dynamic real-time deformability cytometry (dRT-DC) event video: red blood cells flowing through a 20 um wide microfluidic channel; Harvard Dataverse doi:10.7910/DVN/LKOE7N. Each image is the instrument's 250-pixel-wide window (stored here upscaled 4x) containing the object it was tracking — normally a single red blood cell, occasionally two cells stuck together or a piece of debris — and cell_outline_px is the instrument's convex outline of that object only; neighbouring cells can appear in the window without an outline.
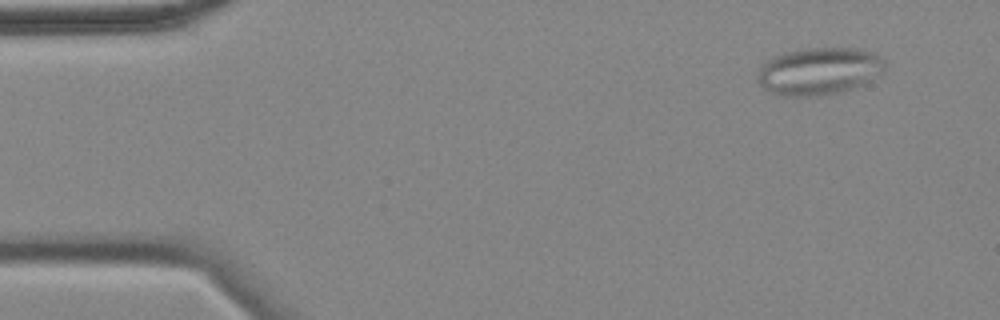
{"species": "common noctule bat (a hibernating species)", "species_latin": "Nyctalus noctula", "temperature_condition": "cold", "stored_images_in_passage": 57, "camera_frame_rate_fps": 3000, "um_per_image_px": 0.085, "animal": {"sex": "female", "body_mass_g": 18.4}, "frame": {"image": 1, "passage_image": 5, "time_ms": 1.333, "image_size_px": [1000, 320], "cell_outline_px": [[884, 68], [872, 80], [856, 88], [840, 92], [808, 96], [784, 96], [772, 92], [764, 88], [756, 80], [756, 72], [768, 60], [784, 52], [804, 48], [856, 48], [872, 52], [880, 56], [884, 60]], "centroid_in_image_um": [69.61, 6.04], "position_along_channel_um": 15.4, "area_um2": 35.08}}
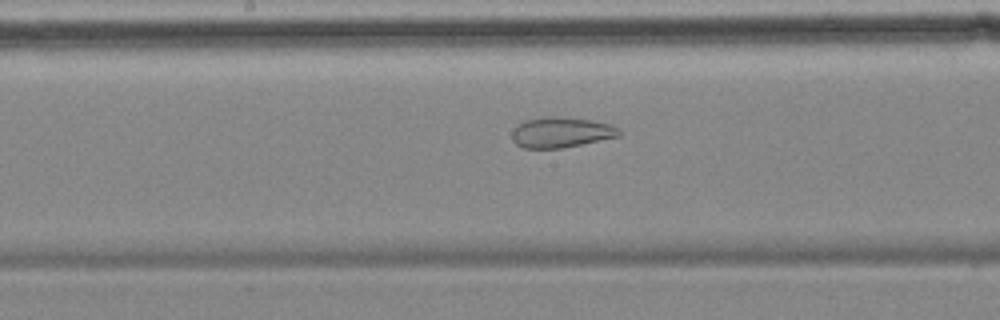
{"frame": {"image": 2, "passage_image": 29, "time_ms": 9.333, "image_size_px": [1000, 320], "cell_outline_px": [[624, 132], [620, 136], [564, 148], [524, 148], [516, 144], [512, 140], [512, 128], [516, 124], [524, 120], [548, 116], [556, 116], [592, 120], [612, 124], [620, 128]], "centroid_in_image_um": [47.71, 11.24], "position_along_channel_um": 200.5, "area_um2": 19.42}}
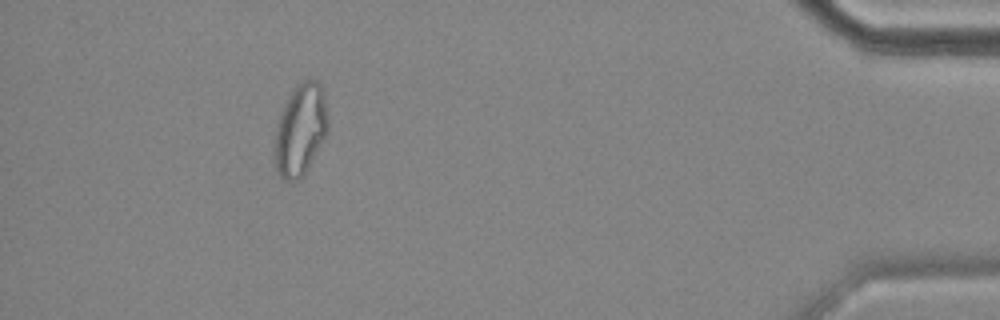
{"frame": {"image": 3, "passage_image": 52, "time_ms": 17.0, "image_size_px": [1000, 320], "cell_outline_px": [[328, 132], [304, 176], [300, 180], [284, 180], [276, 172], [272, 160], [272, 148], [276, 124], [280, 112], [292, 88], [300, 80], [316, 80], [320, 84], [324, 92], [328, 120]], "centroid_in_image_um": [25.49, 11.06], "position_along_channel_um": 409.7, "area_um2": 29.54}, "authors_computed_cell_mechanics": {"area_um2": 27.5128, "velocity_mm_per_s": 3.5008, "shape_relaxation_time_tau1_ms": null, "shape_relaxation_time_tau2_ms": 2.1301, "deformation_change_tau1": null, "deformation_change_tau2": 0.0926}}